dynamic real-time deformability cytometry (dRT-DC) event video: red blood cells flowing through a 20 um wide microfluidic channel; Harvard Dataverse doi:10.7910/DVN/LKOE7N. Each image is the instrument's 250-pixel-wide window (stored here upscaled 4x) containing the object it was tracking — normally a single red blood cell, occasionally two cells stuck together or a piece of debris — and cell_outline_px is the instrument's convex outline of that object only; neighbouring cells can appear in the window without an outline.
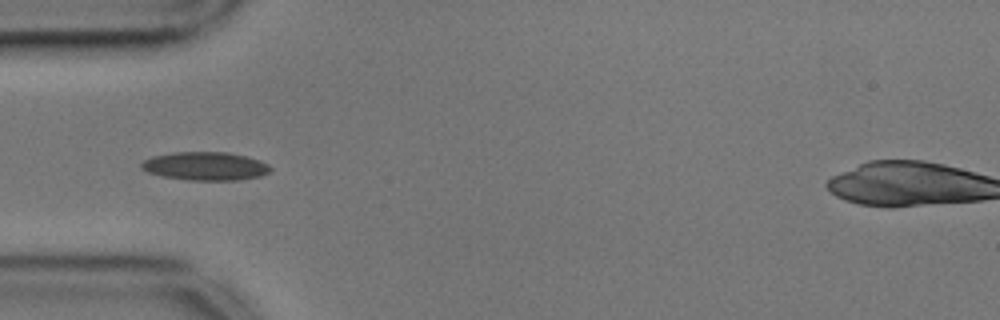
{"species": "common noctule bat (a hibernating species)", "species_latin": "Nyctalus noctula", "temperature_condition": "cold", "stored_images_in_passage": 17, "camera_frame_rate_fps": 3000, "um_per_image_px": 0.085, "animal": {"sex": "male", "body_mass_g": 17.9, "forearm_length_mm": 54.2}, "frame": {"image": 1, "passage_image": 1, "time_ms": 0.0, "image_size_px": [1000, 320], "cell_outline_px": [[272, 168], [268, 172], [260, 176], [236, 180], [188, 180], [164, 176], [148, 172], [140, 168], [140, 164], [144, 160], [152, 156], [176, 152], [228, 152], [244, 156], [268, 164]], "centroid_in_image_um": [17.42, 14.12], "position_along_channel_um": 67.6, "area_um2": 21.1}}